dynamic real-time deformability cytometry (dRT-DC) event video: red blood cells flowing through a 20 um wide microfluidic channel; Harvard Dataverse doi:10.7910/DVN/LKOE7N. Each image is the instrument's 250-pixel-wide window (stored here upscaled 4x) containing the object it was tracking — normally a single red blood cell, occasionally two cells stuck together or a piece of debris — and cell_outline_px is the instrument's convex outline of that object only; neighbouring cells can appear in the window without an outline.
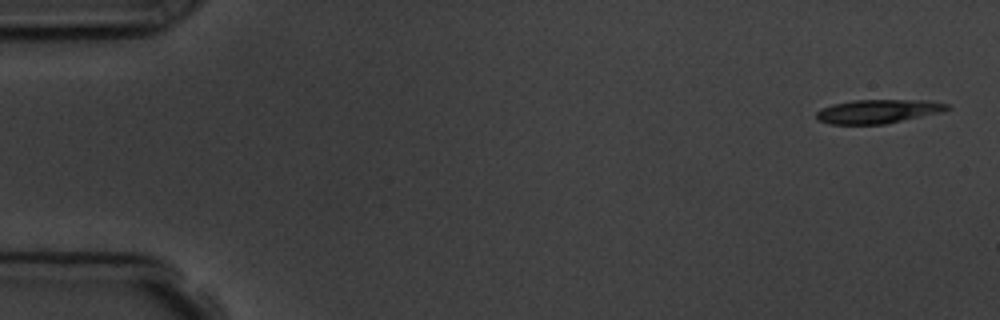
{"species": "common noctule bat (a hibernating species)", "species_latin": "Nyctalus noctula", "temperature_condition": "room temperature", "stored_images_in_passage": 5, "camera_frame_rate_fps": 3000, "um_per_image_px": 0.085, "animal": {"sex": "male", "body_mass_g": 19.5, "forearm_length_mm": 54.6}, "frame": {"image": 1, "passage_image": 1, "time_ms": 0.0, "image_size_px": [1000, 320], "cell_outline_px": [[952, 108], [940, 112], [884, 124], [832, 124], [816, 120], [816, 112], [820, 108], [832, 104], [852, 100], [928, 100], [948, 104]], "centroid_in_image_um": [74.59, 9.46], "position_along_channel_um": 10.4, "area_um2": 18.15}}
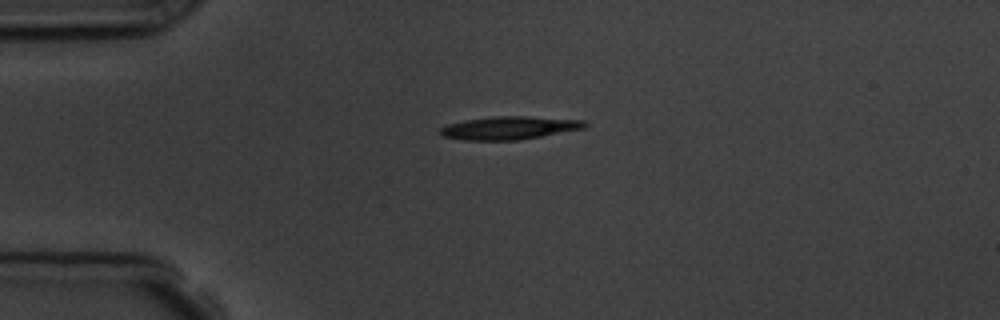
{"frame": {"image": 2, "passage_image": 4, "time_ms": 3.667, "image_size_px": [1000, 320], "cell_outline_px": [[588, 124], [584, 128], [520, 140], [464, 140], [444, 136], [440, 132], [440, 128], [448, 124], [464, 120], [496, 116], [528, 116], [584, 120]], "centroid_in_image_um": [43.3, 10.86], "position_along_channel_um": 41.7, "area_um2": 19.31}}